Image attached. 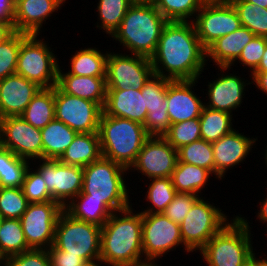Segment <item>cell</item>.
<instances>
[{
	"label": "cell",
	"instance_id": "obj_53",
	"mask_svg": "<svg viewBox=\"0 0 267 266\" xmlns=\"http://www.w3.org/2000/svg\"><path fill=\"white\" fill-rule=\"evenodd\" d=\"M253 72H267V46L258 67Z\"/></svg>",
	"mask_w": 267,
	"mask_h": 266
},
{
	"label": "cell",
	"instance_id": "obj_57",
	"mask_svg": "<svg viewBox=\"0 0 267 266\" xmlns=\"http://www.w3.org/2000/svg\"><path fill=\"white\" fill-rule=\"evenodd\" d=\"M133 4H154L155 0H128Z\"/></svg>",
	"mask_w": 267,
	"mask_h": 266
},
{
	"label": "cell",
	"instance_id": "obj_63",
	"mask_svg": "<svg viewBox=\"0 0 267 266\" xmlns=\"http://www.w3.org/2000/svg\"><path fill=\"white\" fill-rule=\"evenodd\" d=\"M2 147V141H1V136H0V148Z\"/></svg>",
	"mask_w": 267,
	"mask_h": 266
},
{
	"label": "cell",
	"instance_id": "obj_9",
	"mask_svg": "<svg viewBox=\"0 0 267 266\" xmlns=\"http://www.w3.org/2000/svg\"><path fill=\"white\" fill-rule=\"evenodd\" d=\"M200 197L180 224L183 244L191 251L201 250L227 223L228 216L218 206ZM228 219V220H227Z\"/></svg>",
	"mask_w": 267,
	"mask_h": 266
},
{
	"label": "cell",
	"instance_id": "obj_23",
	"mask_svg": "<svg viewBox=\"0 0 267 266\" xmlns=\"http://www.w3.org/2000/svg\"><path fill=\"white\" fill-rule=\"evenodd\" d=\"M66 0H15L14 30L39 35L44 22ZM52 14V15H51Z\"/></svg>",
	"mask_w": 267,
	"mask_h": 266
},
{
	"label": "cell",
	"instance_id": "obj_40",
	"mask_svg": "<svg viewBox=\"0 0 267 266\" xmlns=\"http://www.w3.org/2000/svg\"><path fill=\"white\" fill-rule=\"evenodd\" d=\"M203 3V0H155L154 5L167 21L192 22Z\"/></svg>",
	"mask_w": 267,
	"mask_h": 266
},
{
	"label": "cell",
	"instance_id": "obj_37",
	"mask_svg": "<svg viewBox=\"0 0 267 266\" xmlns=\"http://www.w3.org/2000/svg\"><path fill=\"white\" fill-rule=\"evenodd\" d=\"M238 12L241 25L248 28L255 36L267 37V8L245 0H232Z\"/></svg>",
	"mask_w": 267,
	"mask_h": 266
},
{
	"label": "cell",
	"instance_id": "obj_28",
	"mask_svg": "<svg viewBox=\"0 0 267 266\" xmlns=\"http://www.w3.org/2000/svg\"><path fill=\"white\" fill-rule=\"evenodd\" d=\"M103 54L97 48H84L76 51L70 60L71 69L68 72H62L60 65L58 74H73L78 76L106 77L108 51Z\"/></svg>",
	"mask_w": 267,
	"mask_h": 266
},
{
	"label": "cell",
	"instance_id": "obj_47",
	"mask_svg": "<svg viewBox=\"0 0 267 266\" xmlns=\"http://www.w3.org/2000/svg\"><path fill=\"white\" fill-rule=\"evenodd\" d=\"M4 266H50V257L46 249H30L6 258Z\"/></svg>",
	"mask_w": 267,
	"mask_h": 266
},
{
	"label": "cell",
	"instance_id": "obj_45",
	"mask_svg": "<svg viewBox=\"0 0 267 266\" xmlns=\"http://www.w3.org/2000/svg\"><path fill=\"white\" fill-rule=\"evenodd\" d=\"M199 196L201 197V194L195 195L177 192L173 201L167 206L163 214L180 225L191 210L193 204L200 198Z\"/></svg>",
	"mask_w": 267,
	"mask_h": 266
},
{
	"label": "cell",
	"instance_id": "obj_36",
	"mask_svg": "<svg viewBox=\"0 0 267 266\" xmlns=\"http://www.w3.org/2000/svg\"><path fill=\"white\" fill-rule=\"evenodd\" d=\"M151 180L147 187L146 200L152 205L141 211L142 214L163 213L177 193L172 184L171 177L152 178Z\"/></svg>",
	"mask_w": 267,
	"mask_h": 266
},
{
	"label": "cell",
	"instance_id": "obj_58",
	"mask_svg": "<svg viewBox=\"0 0 267 266\" xmlns=\"http://www.w3.org/2000/svg\"><path fill=\"white\" fill-rule=\"evenodd\" d=\"M139 266H159L155 261H147L145 263L140 264Z\"/></svg>",
	"mask_w": 267,
	"mask_h": 266
},
{
	"label": "cell",
	"instance_id": "obj_12",
	"mask_svg": "<svg viewBox=\"0 0 267 266\" xmlns=\"http://www.w3.org/2000/svg\"><path fill=\"white\" fill-rule=\"evenodd\" d=\"M64 208L56 201L29 203L20 223L31 249H48L55 240V227Z\"/></svg>",
	"mask_w": 267,
	"mask_h": 266
},
{
	"label": "cell",
	"instance_id": "obj_51",
	"mask_svg": "<svg viewBox=\"0 0 267 266\" xmlns=\"http://www.w3.org/2000/svg\"><path fill=\"white\" fill-rule=\"evenodd\" d=\"M14 32V24L0 23V44L8 39Z\"/></svg>",
	"mask_w": 267,
	"mask_h": 266
},
{
	"label": "cell",
	"instance_id": "obj_33",
	"mask_svg": "<svg viewBox=\"0 0 267 266\" xmlns=\"http://www.w3.org/2000/svg\"><path fill=\"white\" fill-rule=\"evenodd\" d=\"M29 160L20 158L5 147L0 148V187L22 188Z\"/></svg>",
	"mask_w": 267,
	"mask_h": 266
},
{
	"label": "cell",
	"instance_id": "obj_10",
	"mask_svg": "<svg viewBox=\"0 0 267 266\" xmlns=\"http://www.w3.org/2000/svg\"><path fill=\"white\" fill-rule=\"evenodd\" d=\"M180 245L191 252L183 244L179 224L163 213L142 214V249L146 262L157 261Z\"/></svg>",
	"mask_w": 267,
	"mask_h": 266
},
{
	"label": "cell",
	"instance_id": "obj_61",
	"mask_svg": "<svg viewBox=\"0 0 267 266\" xmlns=\"http://www.w3.org/2000/svg\"><path fill=\"white\" fill-rule=\"evenodd\" d=\"M4 258L0 254V266H4Z\"/></svg>",
	"mask_w": 267,
	"mask_h": 266
},
{
	"label": "cell",
	"instance_id": "obj_3",
	"mask_svg": "<svg viewBox=\"0 0 267 266\" xmlns=\"http://www.w3.org/2000/svg\"><path fill=\"white\" fill-rule=\"evenodd\" d=\"M167 22L154 4H133L111 37L131 54L151 58Z\"/></svg>",
	"mask_w": 267,
	"mask_h": 266
},
{
	"label": "cell",
	"instance_id": "obj_29",
	"mask_svg": "<svg viewBox=\"0 0 267 266\" xmlns=\"http://www.w3.org/2000/svg\"><path fill=\"white\" fill-rule=\"evenodd\" d=\"M77 132L59 120L50 121L41 129L43 159L58 160L72 143Z\"/></svg>",
	"mask_w": 267,
	"mask_h": 266
},
{
	"label": "cell",
	"instance_id": "obj_2",
	"mask_svg": "<svg viewBox=\"0 0 267 266\" xmlns=\"http://www.w3.org/2000/svg\"><path fill=\"white\" fill-rule=\"evenodd\" d=\"M130 207L113 212L101 227L100 259L108 266H139L142 249V213ZM143 259V260H142Z\"/></svg>",
	"mask_w": 267,
	"mask_h": 266
},
{
	"label": "cell",
	"instance_id": "obj_55",
	"mask_svg": "<svg viewBox=\"0 0 267 266\" xmlns=\"http://www.w3.org/2000/svg\"><path fill=\"white\" fill-rule=\"evenodd\" d=\"M257 257L254 255V266H267V257L265 258H257ZM261 259V260H260Z\"/></svg>",
	"mask_w": 267,
	"mask_h": 266
},
{
	"label": "cell",
	"instance_id": "obj_22",
	"mask_svg": "<svg viewBox=\"0 0 267 266\" xmlns=\"http://www.w3.org/2000/svg\"><path fill=\"white\" fill-rule=\"evenodd\" d=\"M40 89L18 74L0 80V119L20 116Z\"/></svg>",
	"mask_w": 267,
	"mask_h": 266
},
{
	"label": "cell",
	"instance_id": "obj_52",
	"mask_svg": "<svg viewBox=\"0 0 267 266\" xmlns=\"http://www.w3.org/2000/svg\"><path fill=\"white\" fill-rule=\"evenodd\" d=\"M267 196V195H266ZM265 200V201H264ZM263 200V202L260 201V210H258L257 218H259L260 223L267 222V197Z\"/></svg>",
	"mask_w": 267,
	"mask_h": 266
},
{
	"label": "cell",
	"instance_id": "obj_16",
	"mask_svg": "<svg viewBox=\"0 0 267 266\" xmlns=\"http://www.w3.org/2000/svg\"><path fill=\"white\" fill-rule=\"evenodd\" d=\"M2 146L26 160L43 159L41 129L27 123L21 116L0 119Z\"/></svg>",
	"mask_w": 267,
	"mask_h": 266
},
{
	"label": "cell",
	"instance_id": "obj_39",
	"mask_svg": "<svg viewBox=\"0 0 267 266\" xmlns=\"http://www.w3.org/2000/svg\"><path fill=\"white\" fill-rule=\"evenodd\" d=\"M177 162L203 167L215 175L212 143L204 139L194 141L177 149Z\"/></svg>",
	"mask_w": 267,
	"mask_h": 266
},
{
	"label": "cell",
	"instance_id": "obj_1",
	"mask_svg": "<svg viewBox=\"0 0 267 266\" xmlns=\"http://www.w3.org/2000/svg\"><path fill=\"white\" fill-rule=\"evenodd\" d=\"M150 60L154 75L172 81L199 80L207 65L206 49L193 22L168 21Z\"/></svg>",
	"mask_w": 267,
	"mask_h": 266
},
{
	"label": "cell",
	"instance_id": "obj_19",
	"mask_svg": "<svg viewBox=\"0 0 267 266\" xmlns=\"http://www.w3.org/2000/svg\"><path fill=\"white\" fill-rule=\"evenodd\" d=\"M228 69L230 70L231 67H218V70L221 71L219 74L222 77L218 74V78L208 82V94L206 95L209 97V102H204V106L232 114V111L240 107L243 102L246 85L252 83L232 73L230 75L228 73L224 74V71L226 72Z\"/></svg>",
	"mask_w": 267,
	"mask_h": 266
},
{
	"label": "cell",
	"instance_id": "obj_30",
	"mask_svg": "<svg viewBox=\"0 0 267 266\" xmlns=\"http://www.w3.org/2000/svg\"><path fill=\"white\" fill-rule=\"evenodd\" d=\"M27 123L38 129L55 119V86L41 88L20 115Z\"/></svg>",
	"mask_w": 267,
	"mask_h": 266
},
{
	"label": "cell",
	"instance_id": "obj_44",
	"mask_svg": "<svg viewBox=\"0 0 267 266\" xmlns=\"http://www.w3.org/2000/svg\"><path fill=\"white\" fill-rule=\"evenodd\" d=\"M22 190L29 203L53 201V198L47 189L45 180L36 169L33 170L30 166L26 172Z\"/></svg>",
	"mask_w": 267,
	"mask_h": 266
},
{
	"label": "cell",
	"instance_id": "obj_17",
	"mask_svg": "<svg viewBox=\"0 0 267 266\" xmlns=\"http://www.w3.org/2000/svg\"><path fill=\"white\" fill-rule=\"evenodd\" d=\"M177 161V150L164 137L149 136L129 171L137 170L149 180L167 178L172 176Z\"/></svg>",
	"mask_w": 267,
	"mask_h": 266
},
{
	"label": "cell",
	"instance_id": "obj_48",
	"mask_svg": "<svg viewBox=\"0 0 267 266\" xmlns=\"http://www.w3.org/2000/svg\"><path fill=\"white\" fill-rule=\"evenodd\" d=\"M50 266H80L85 260L80 256L67 255L66 251L57 249L54 245L47 249Z\"/></svg>",
	"mask_w": 267,
	"mask_h": 266
},
{
	"label": "cell",
	"instance_id": "obj_38",
	"mask_svg": "<svg viewBox=\"0 0 267 266\" xmlns=\"http://www.w3.org/2000/svg\"><path fill=\"white\" fill-rule=\"evenodd\" d=\"M98 2L97 12L101 23H97L96 27H101L103 32L112 36L132 4L128 0H99Z\"/></svg>",
	"mask_w": 267,
	"mask_h": 266
},
{
	"label": "cell",
	"instance_id": "obj_42",
	"mask_svg": "<svg viewBox=\"0 0 267 266\" xmlns=\"http://www.w3.org/2000/svg\"><path fill=\"white\" fill-rule=\"evenodd\" d=\"M176 150L201 139L199 117L171 124L163 136Z\"/></svg>",
	"mask_w": 267,
	"mask_h": 266
},
{
	"label": "cell",
	"instance_id": "obj_24",
	"mask_svg": "<svg viewBox=\"0 0 267 266\" xmlns=\"http://www.w3.org/2000/svg\"><path fill=\"white\" fill-rule=\"evenodd\" d=\"M103 112L140 124H144L148 114L141 90L134 88L107 89Z\"/></svg>",
	"mask_w": 267,
	"mask_h": 266
},
{
	"label": "cell",
	"instance_id": "obj_8",
	"mask_svg": "<svg viewBox=\"0 0 267 266\" xmlns=\"http://www.w3.org/2000/svg\"><path fill=\"white\" fill-rule=\"evenodd\" d=\"M53 245L85 261L100 258L101 226L74 219L65 210L58 217Z\"/></svg>",
	"mask_w": 267,
	"mask_h": 266
},
{
	"label": "cell",
	"instance_id": "obj_7",
	"mask_svg": "<svg viewBox=\"0 0 267 266\" xmlns=\"http://www.w3.org/2000/svg\"><path fill=\"white\" fill-rule=\"evenodd\" d=\"M38 36L29 34L22 41L15 74L25 77L41 88H52L57 85L58 58L49 43H46L48 41H43L44 39Z\"/></svg>",
	"mask_w": 267,
	"mask_h": 266
},
{
	"label": "cell",
	"instance_id": "obj_18",
	"mask_svg": "<svg viewBox=\"0 0 267 266\" xmlns=\"http://www.w3.org/2000/svg\"><path fill=\"white\" fill-rule=\"evenodd\" d=\"M171 81L162 76L153 75L141 89L148 111L143 124L148 136L163 137L169 130L171 123L167 113L166 96L167 85Z\"/></svg>",
	"mask_w": 267,
	"mask_h": 266
},
{
	"label": "cell",
	"instance_id": "obj_5",
	"mask_svg": "<svg viewBox=\"0 0 267 266\" xmlns=\"http://www.w3.org/2000/svg\"><path fill=\"white\" fill-rule=\"evenodd\" d=\"M102 157L127 168L135 163L145 140L149 137L144 125L102 112L99 124Z\"/></svg>",
	"mask_w": 267,
	"mask_h": 266
},
{
	"label": "cell",
	"instance_id": "obj_46",
	"mask_svg": "<svg viewBox=\"0 0 267 266\" xmlns=\"http://www.w3.org/2000/svg\"><path fill=\"white\" fill-rule=\"evenodd\" d=\"M267 46V37L254 36L252 40L242 49L238 57L239 63L250 69V74L258 67L265 48Z\"/></svg>",
	"mask_w": 267,
	"mask_h": 266
},
{
	"label": "cell",
	"instance_id": "obj_25",
	"mask_svg": "<svg viewBox=\"0 0 267 266\" xmlns=\"http://www.w3.org/2000/svg\"><path fill=\"white\" fill-rule=\"evenodd\" d=\"M255 36L248 28L241 26L228 35L220 37L206 49L207 60H213L217 67H231L242 49Z\"/></svg>",
	"mask_w": 267,
	"mask_h": 266
},
{
	"label": "cell",
	"instance_id": "obj_56",
	"mask_svg": "<svg viewBox=\"0 0 267 266\" xmlns=\"http://www.w3.org/2000/svg\"><path fill=\"white\" fill-rule=\"evenodd\" d=\"M245 1L261 6L262 8H267V0H245Z\"/></svg>",
	"mask_w": 267,
	"mask_h": 266
},
{
	"label": "cell",
	"instance_id": "obj_32",
	"mask_svg": "<svg viewBox=\"0 0 267 266\" xmlns=\"http://www.w3.org/2000/svg\"><path fill=\"white\" fill-rule=\"evenodd\" d=\"M232 115L204 106L199 117L201 139L212 143L231 133L234 130L231 122L233 120Z\"/></svg>",
	"mask_w": 267,
	"mask_h": 266
},
{
	"label": "cell",
	"instance_id": "obj_49",
	"mask_svg": "<svg viewBox=\"0 0 267 266\" xmlns=\"http://www.w3.org/2000/svg\"><path fill=\"white\" fill-rule=\"evenodd\" d=\"M15 0H0V23L14 24Z\"/></svg>",
	"mask_w": 267,
	"mask_h": 266
},
{
	"label": "cell",
	"instance_id": "obj_11",
	"mask_svg": "<svg viewBox=\"0 0 267 266\" xmlns=\"http://www.w3.org/2000/svg\"><path fill=\"white\" fill-rule=\"evenodd\" d=\"M192 22L205 49L242 26L231 2H204Z\"/></svg>",
	"mask_w": 267,
	"mask_h": 266
},
{
	"label": "cell",
	"instance_id": "obj_34",
	"mask_svg": "<svg viewBox=\"0 0 267 266\" xmlns=\"http://www.w3.org/2000/svg\"><path fill=\"white\" fill-rule=\"evenodd\" d=\"M64 210L74 219L101 227L113 213L105 203L96 199H73Z\"/></svg>",
	"mask_w": 267,
	"mask_h": 266
},
{
	"label": "cell",
	"instance_id": "obj_4",
	"mask_svg": "<svg viewBox=\"0 0 267 266\" xmlns=\"http://www.w3.org/2000/svg\"><path fill=\"white\" fill-rule=\"evenodd\" d=\"M129 170L105 157L83 167L81 192L74 199H96L113 212L130 207L129 189L124 174Z\"/></svg>",
	"mask_w": 267,
	"mask_h": 266
},
{
	"label": "cell",
	"instance_id": "obj_54",
	"mask_svg": "<svg viewBox=\"0 0 267 266\" xmlns=\"http://www.w3.org/2000/svg\"><path fill=\"white\" fill-rule=\"evenodd\" d=\"M102 263L103 261L100 258H98V259L91 260V261H85L80 266H101V265L104 266Z\"/></svg>",
	"mask_w": 267,
	"mask_h": 266
},
{
	"label": "cell",
	"instance_id": "obj_21",
	"mask_svg": "<svg viewBox=\"0 0 267 266\" xmlns=\"http://www.w3.org/2000/svg\"><path fill=\"white\" fill-rule=\"evenodd\" d=\"M254 139L233 130L231 133L221 137L218 141L212 142V149L215 163V178L223 179L227 170L235 165L243 163L252 151L256 143Z\"/></svg>",
	"mask_w": 267,
	"mask_h": 266
},
{
	"label": "cell",
	"instance_id": "obj_31",
	"mask_svg": "<svg viewBox=\"0 0 267 266\" xmlns=\"http://www.w3.org/2000/svg\"><path fill=\"white\" fill-rule=\"evenodd\" d=\"M213 173L203 167L177 162L171 180L176 192L202 194Z\"/></svg>",
	"mask_w": 267,
	"mask_h": 266
},
{
	"label": "cell",
	"instance_id": "obj_20",
	"mask_svg": "<svg viewBox=\"0 0 267 266\" xmlns=\"http://www.w3.org/2000/svg\"><path fill=\"white\" fill-rule=\"evenodd\" d=\"M195 82L198 80H175L167 85V113L171 124L200 117L204 103L192 90Z\"/></svg>",
	"mask_w": 267,
	"mask_h": 266
},
{
	"label": "cell",
	"instance_id": "obj_35",
	"mask_svg": "<svg viewBox=\"0 0 267 266\" xmlns=\"http://www.w3.org/2000/svg\"><path fill=\"white\" fill-rule=\"evenodd\" d=\"M31 248L27 245L19 219L2 218L0 226V254L6 259Z\"/></svg>",
	"mask_w": 267,
	"mask_h": 266
},
{
	"label": "cell",
	"instance_id": "obj_60",
	"mask_svg": "<svg viewBox=\"0 0 267 266\" xmlns=\"http://www.w3.org/2000/svg\"><path fill=\"white\" fill-rule=\"evenodd\" d=\"M243 266H254V256Z\"/></svg>",
	"mask_w": 267,
	"mask_h": 266
},
{
	"label": "cell",
	"instance_id": "obj_6",
	"mask_svg": "<svg viewBox=\"0 0 267 266\" xmlns=\"http://www.w3.org/2000/svg\"><path fill=\"white\" fill-rule=\"evenodd\" d=\"M230 222L199 251L208 266H243L256 254L250 222L242 215Z\"/></svg>",
	"mask_w": 267,
	"mask_h": 266
},
{
	"label": "cell",
	"instance_id": "obj_50",
	"mask_svg": "<svg viewBox=\"0 0 267 266\" xmlns=\"http://www.w3.org/2000/svg\"><path fill=\"white\" fill-rule=\"evenodd\" d=\"M250 75L252 76L251 83L267 94V72H252Z\"/></svg>",
	"mask_w": 267,
	"mask_h": 266
},
{
	"label": "cell",
	"instance_id": "obj_62",
	"mask_svg": "<svg viewBox=\"0 0 267 266\" xmlns=\"http://www.w3.org/2000/svg\"><path fill=\"white\" fill-rule=\"evenodd\" d=\"M266 148V152H265V157H263V158H265V164H266V166H267V146L265 147Z\"/></svg>",
	"mask_w": 267,
	"mask_h": 266
},
{
	"label": "cell",
	"instance_id": "obj_41",
	"mask_svg": "<svg viewBox=\"0 0 267 266\" xmlns=\"http://www.w3.org/2000/svg\"><path fill=\"white\" fill-rule=\"evenodd\" d=\"M28 35L15 31L0 44V80L15 74L20 45Z\"/></svg>",
	"mask_w": 267,
	"mask_h": 266
},
{
	"label": "cell",
	"instance_id": "obj_15",
	"mask_svg": "<svg viewBox=\"0 0 267 266\" xmlns=\"http://www.w3.org/2000/svg\"><path fill=\"white\" fill-rule=\"evenodd\" d=\"M39 161L36 170L45 180L53 201L65 208L82 190L83 167L66 165L54 159Z\"/></svg>",
	"mask_w": 267,
	"mask_h": 266
},
{
	"label": "cell",
	"instance_id": "obj_14",
	"mask_svg": "<svg viewBox=\"0 0 267 266\" xmlns=\"http://www.w3.org/2000/svg\"><path fill=\"white\" fill-rule=\"evenodd\" d=\"M102 112L98 103L69 95L55 86V119L77 133L98 132Z\"/></svg>",
	"mask_w": 267,
	"mask_h": 266
},
{
	"label": "cell",
	"instance_id": "obj_26",
	"mask_svg": "<svg viewBox=\"0 0 267 266\" xmlns=\"http://www.w3.org/2000/svg\"><path fill=\"white\" fill-rule=\"evenodd\" d=\"M57 86L65 93L98 103L104 108L106 102V77L58 74Z\"/></svg>",
	"mask_w": 267,
	"mask_h": 266
},
{
	"label": "cell",
	"instance_id": "obj_13",
	"mask_svg": "<svg viewBox=\"0 0 267 266\" xmlns=\"http://www.w3.org/2000/svg\"><path fill=\"white\" fill-rule=\"evenodd\" d=\"M154 75L150 58L122 53H108L106 68L107 89L134 88L141 90Z\"/></svg>",
	"mask_w": 267,
	"mask_h": 266
},
{
	"label": "cell",
	"instance_id": "obj_43",
	"mask_svg": "<svg viewBox=\"0 0 267 266\" xmlns=\"http://www.w3.org/2000/svg\"><path fill=\"white\" fill-rule=\"evenodd\" d=\"M29 202L22 188L0 187V217L20 219Z\"/></svg>",
	"mask_w": 267,
	"mask_h": 266
},
{
	"label": "cell",
	"instance_id": "obj_59",
	"mask_svg": "<svg viewBox=\"0 0 267 266\" xmlns=\"http://www.w3.org/2000/svg\"><path fill=\"white\" fill-rule=\"evenodd\" d=\"M232 0H203V2H231Z\"/></svg>",
	"mask_w": 267,
	"mask_h": 266
},
{
	"label": "cell",
	"instance_id": "obj_27",
	"mask_svg": "<svg viewBox=\"0 0 267 266\" xmlns=\"http://www.w3.org/2000/svg\"><path fill=\"white\" fill-rule=\"evenodd\" d=\"M101 156L98 132L77 133L72 143L58 160L66 165L85 167Z\"/></svg>",
	"mask_w": 267,
	"mask_h": 266
}]
</instances>
